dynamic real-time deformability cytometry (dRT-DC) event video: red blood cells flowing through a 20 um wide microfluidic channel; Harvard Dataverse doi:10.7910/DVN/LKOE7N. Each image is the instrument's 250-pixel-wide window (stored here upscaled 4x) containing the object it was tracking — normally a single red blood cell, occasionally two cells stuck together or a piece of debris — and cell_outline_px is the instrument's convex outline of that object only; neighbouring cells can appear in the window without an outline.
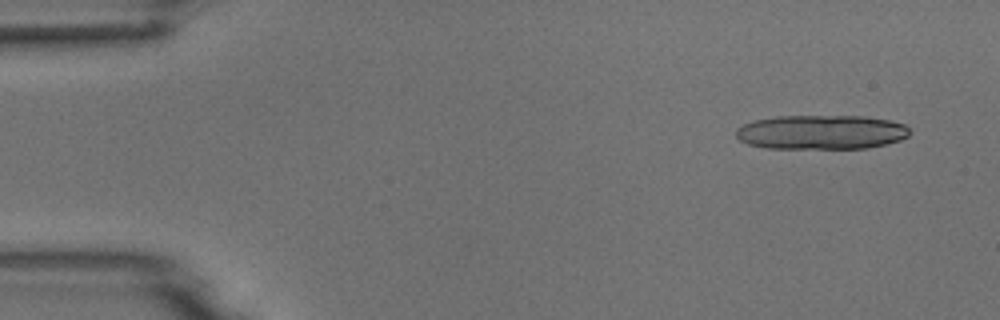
{"species": "common noctule bat (a hibernating species)", "species_latin": "Nyctalus noctula", "temperature_condition": "room temperature", "stored_images_in_passage": 4, "camera_frame_rate_fps": 3000, "um_per_image_px": 0.085, "animal": {"sex": "male", "body_mass_g": 18.8}, "frame": {"image": 1, "passage_image": 1, "time_ms": 0.0, "image_size_px": [1000, 320], "cell_outline_px": [[912, 132], [908, 136], [900, 140], [868, 148], [764, 148], [748, 144], [740, 140], [736, 136], [736, 128], [752, 120], [776, 116], [864, 116], [888, 120], [904, 124]], "centroid_in_image_um": [69.79, 11.23], "position_along_channel_um": 15.2, "area_um2": 34.91}}